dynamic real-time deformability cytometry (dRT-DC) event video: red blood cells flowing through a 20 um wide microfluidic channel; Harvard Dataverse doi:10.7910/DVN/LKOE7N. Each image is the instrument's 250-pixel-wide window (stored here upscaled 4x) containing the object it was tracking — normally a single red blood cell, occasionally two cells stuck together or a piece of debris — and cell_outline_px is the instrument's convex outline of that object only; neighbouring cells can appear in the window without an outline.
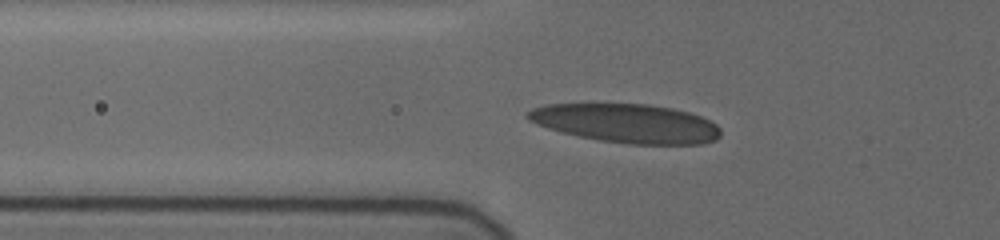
{"species": "human", "species_latin": "Homo sapiens", "temperature_condition": "cold", "stored_images_in_passage": 10, "camera_frame_rate_fps": 3000, "um_per_image_px": 0.085, "donor": {"sex": "female"}, "frame": {"image": 1, "passage_image": 4, "time_ms": 1.667, "image_size_px": [1000, 240], "cell_outline_px": [[720, 136], [716, 140], [700, 144], [628, 144], [600, 140], [560, 132], [536, 124], [528, 120], [524, 116], [524, 112], [532, 108], [548, 104], [648, 104], [672, 108], [688, 112], [700, 116], [716, 124], [720, 128]], "centroid_in_image_um": [53.22, 10.48], "position_along_channel_um": 72.6, "area_um2": 43.75}}
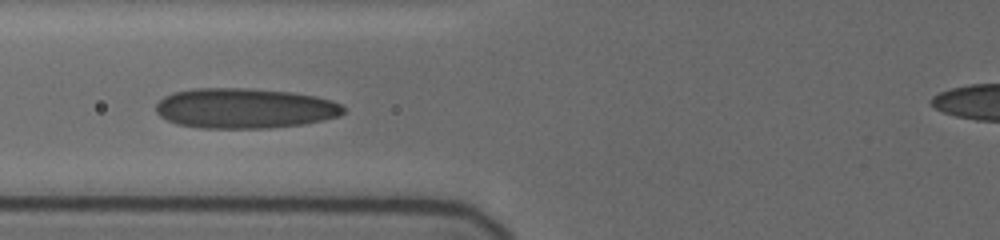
{"frame": {"image": 2, "passage_image": 6, "time_ms": 2.667, "image_size_px": [1000, 240], "cell_outline_px": [[344, 112], [340, 116], [304, 124], [268, 128], [200, 128], [176, 124], [160, 116], [156, 112], [156, 104], [164, 96], [172, 92], [192, 88], [252, 88], [292, 92], [316, 96], [332, 100], [340, 104], [344, 108]], "centroid_in_image_um": [20.78, 9.2], "position_along_channel_um": 105.0, "area_um2": 44.22}}
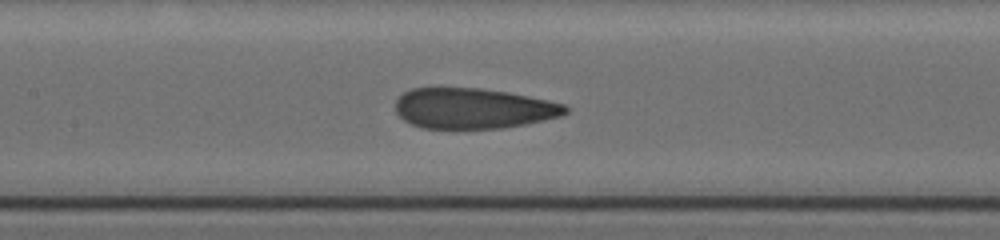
{"frame": {"image": 3, "passage_image": 9, "time_ms": 4.333, "image_size_px": [1000, 240], "cell_outline_px": [[568, 112], [564, 116], [504, 128], [420, 128], [404, 120], [396, 112], [396, 100], [404, 92], [412, 88], [480, 88], [508, 92], [548, 100], [564, 104], [568, 108]], "centroid_in_image_um": [40.24, 9.21], "position_along_channel_um": 167.2, "area_um2": 40.11}}